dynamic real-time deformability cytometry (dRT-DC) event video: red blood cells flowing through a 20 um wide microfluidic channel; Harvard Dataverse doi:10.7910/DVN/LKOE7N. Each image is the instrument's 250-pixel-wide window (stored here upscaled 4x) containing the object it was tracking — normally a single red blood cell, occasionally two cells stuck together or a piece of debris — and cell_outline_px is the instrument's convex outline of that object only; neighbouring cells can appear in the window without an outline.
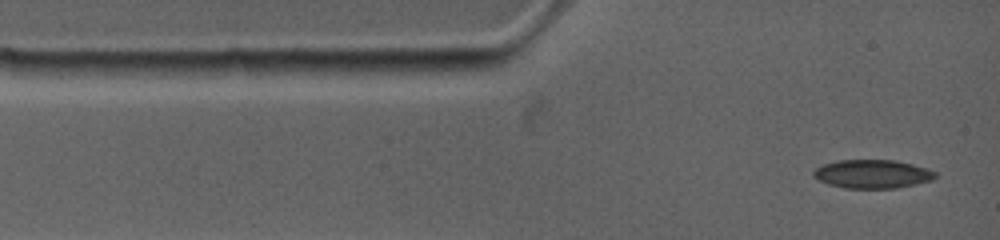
{"species": "common noctule bat (a hibernating species)", "species_latin": "Nyctalus noctula", "temperature_condition": "warm", "stored_images_in_passage": 32, "camera_frame_rate_fps": 4500, "um_per_image_px": 0.085, "animal": {"sex": "female", "body_mass_g": 19.0, "forearm_length_mm": 53.3}, "frame": {"image": 1, "passage_image": 1, "time_ms": 0.0, "image_size_px": [1000, 240], "cell_outline_px": [[936, 176], [932, 180], [916, 184], [896, 188], [844, 188], [828, 184], [812, 176], [812, 172], [816, 168], [824, 164], [836, 160], [896, 160], [928, 168], [936, 172]], "centroid_in_image_um": [74.16, 14.78], "position_along_channel_um": 10.8, "area_um2": 20.35}}
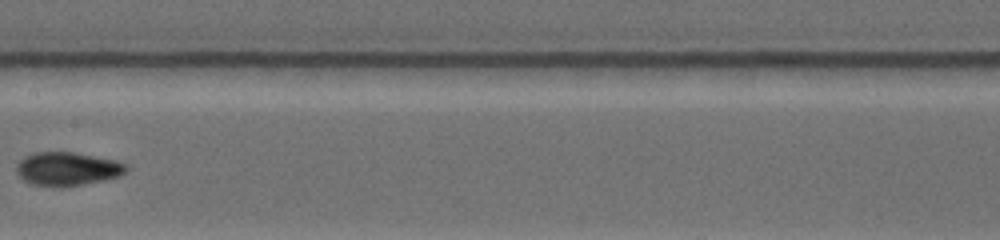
{"frame": {"image": 2, "passage_image": 13, "time_ms": 5.778, "image_size_px": [1000, 240], "cell_outline_px": [[128, 168], [120, 176], [104, 180], [84, 184], [32, 184], [24, 180], [16, 172], [16, 168], [28, 156], [44, 152], [68, 152], [108, 160], [124, 164]], "centroid_in_image_um": [5.74, 14.35], "position_along_channel_um": 201.7, "area_um2": 19.83}}
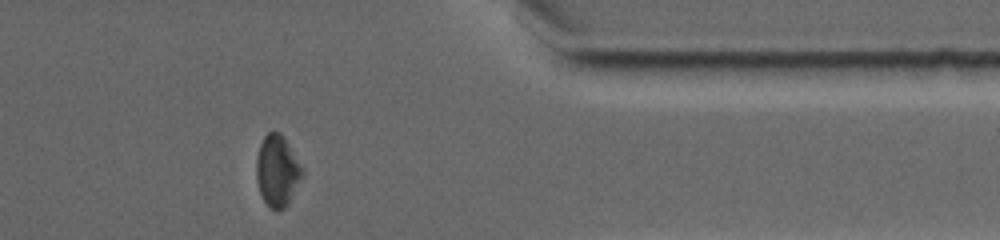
{"frame": {"image": 3, "passage_image": 24, "time_ms": 11.111, "image_size_px": [1000, 240], "cell_outline_px": [[304, 176], [288, 204], [284, 208], [272, 208], [264, 200], [260, 192], [256, 180], [256, 160], [260, 144], [264, 136], [268, 132], [280, 132], [284, 136], [304, 168]], "centroid_in_image_um": [23.6, 14.48], "position_along_channel_um": 387.8, "area_um2": 19.19}, "authors_computed_cell_mechanics": {"area_um2": 19.7387, "velocity_mm_per_s": 3.8413, "shape_relaxation_time_tau1_ms": null, "shape_relaxation_time_tau2_ms": 3.37, "deformation_change_tau1": null, "deformation_change_tau2": 0.0698}}